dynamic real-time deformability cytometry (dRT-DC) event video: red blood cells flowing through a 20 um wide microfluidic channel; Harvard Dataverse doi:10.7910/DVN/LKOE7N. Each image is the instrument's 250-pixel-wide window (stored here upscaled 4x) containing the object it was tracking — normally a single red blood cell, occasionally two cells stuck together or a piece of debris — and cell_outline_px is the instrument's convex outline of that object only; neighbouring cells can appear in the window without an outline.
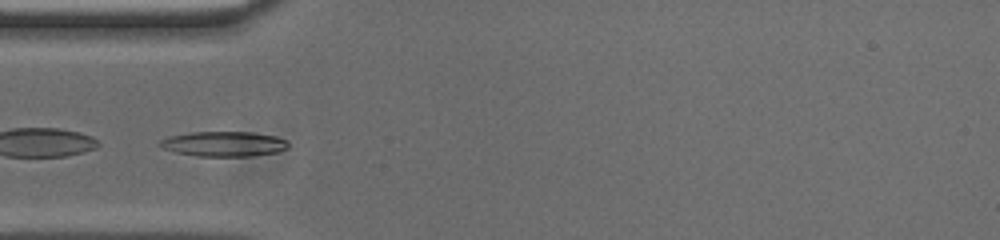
{"species": "common noctule bat (a hibernating species)", "species_latin": "Nyctalus noctula", "temperature_condition": "cold", "stored_images_in_passage": 36, "camera_frame_rate_fps": 3000, "um_per_image_px": 0.085, "animal": {"sex": "male", "body_mass_g": 20.0, "forearm_length_mm": 53.3}, "frame": {"image": 1, "passage_image": 1, "time_ms": 0.0, "image_size_px": [1000, 240], "cell_outline_px": [[288, 148], [276, 152], [252, 156], [196, 156], [176, 152], [164, 148], [156, 144], [160, 140], [168, 136], [192, 132], [252, 132], [276, 136], [284, 140], [288, 144]], "centroid_in_image_um": [18.99, 12.23], "position_along_channel_um": 66.0, "area_um2": 18.67}}
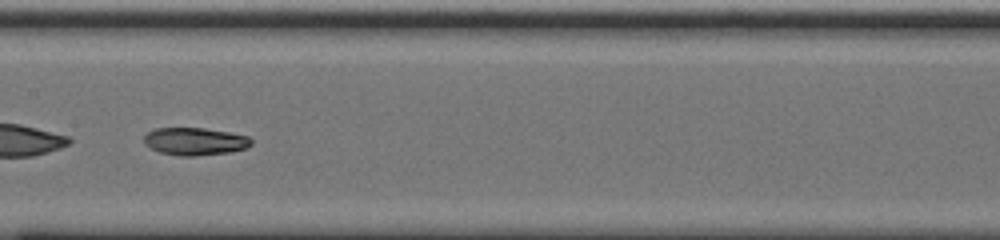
{"frame": {"image": 2, "passage_image": 11, "time_ms": 3.333, "image_size_px": [1000, 240], "cell_outline_px": [[252, 144], [248, 148], [232, 152], [196, 156], [180, 156], [160, 152], [144, 144], [144, 136], [148, 132], [156, 128], [204, 128], [228, 132], [248, 136], [252, 140]], "centroid_in_image_um": [16.6, 12.02], "position_along_channel_um": 190.8, "area_um2": 17.34}}
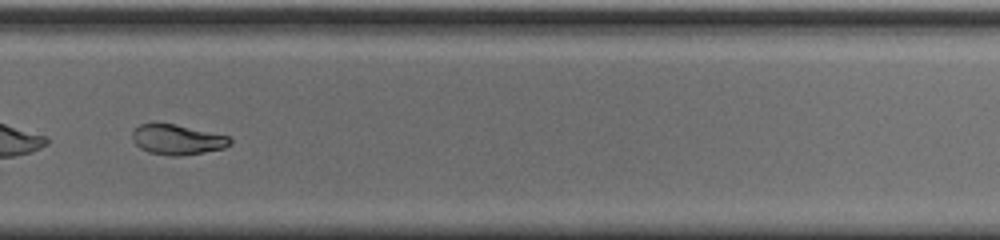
{"frame": {"image": 3, "passage_image": 21, "time_ms": 6.667, "image_size_px": [1000, 240], "cell_outline_px": [[232, 144], [224, 148], [180, 156], [172, 156], [148, 152], [140, 148], [132, 140], [132, 132], [140, 124], [176, 124], [228, 136], [232, 140]], "centroid_in_image_um": [15.07, 11.87], "position_along_channel_um": 314.7, "area_um2": 16.99}}